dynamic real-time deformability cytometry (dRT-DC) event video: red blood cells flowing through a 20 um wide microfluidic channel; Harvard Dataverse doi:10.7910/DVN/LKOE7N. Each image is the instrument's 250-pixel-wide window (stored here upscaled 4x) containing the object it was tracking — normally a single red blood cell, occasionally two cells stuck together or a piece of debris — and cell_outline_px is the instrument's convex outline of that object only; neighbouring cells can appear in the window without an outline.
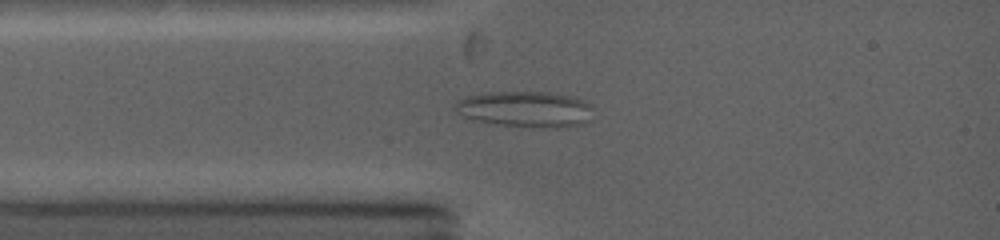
{"species": "common noctule bat (a hibernating species)", "species_latin": "Nyctalus noctula", "temperature_condition": "warm", "stored_images_in_passage": 39, "camera_frame_rate_fps": 5000, "um_per_image_px": 0.085, "animal": {"sex": "female", "body_mass_g": 19.0, "forearm_length_mm": 53.3}, "frame": {"image": 1, "passage_image": 6, "time_ms": 2.2, "image_size_px": [1000, 240], "cell_outline_px": [[592, 120], [584, 124], [568, 128], [544, 128], [496, 124], [476, 120], [460, 116], [452, 108], [460, 100], [472, 96], [500, 92], [544, 92], [564, 96], [580, 100], [588, 104]], "centroid_in_image_um": [44.66, 9.33], "position_along_channel_um": 40.3, "area_um2": 28.44}}
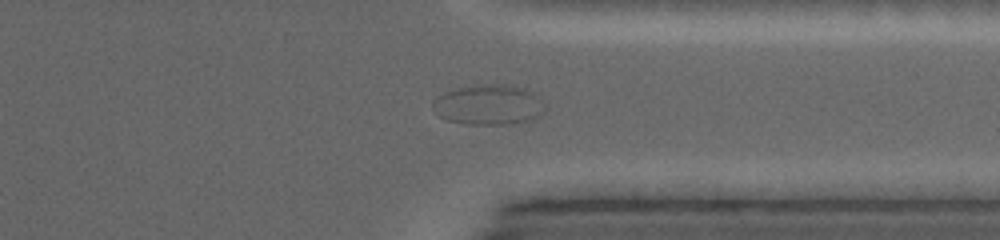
{"frame": {"image": 2, "passage_image": 25, "time_ms": 11.2, "image_size_px": [1000, 240], "cell_outline_px": [[548, 108], [540, 116], [532, 120], [512, 124], [468, 124], [448, 120], [440, 116], [432, 104], [432, 100], [436, 96], [444, 92], [460, 88], [484, 84], [512, 84], [536, 92], [544, 100]], "centroid_in_image_um": [41.65, 8.89], "position_along_channel_um": 369.8, "area_um2": 26.76}}
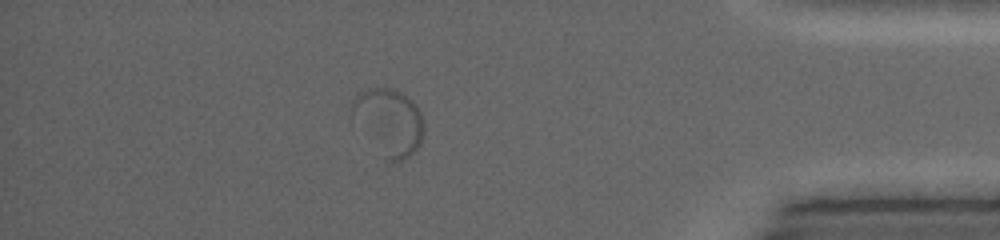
{"frame": {"image": 3, "passage_image": 30, "time_ms": 13.2, "image_size_px": [1000, 240], "cell_outline_px": [[424, 136], [420, 144], [404, 160], [388, 160], [384, 156], [352, 116], [352, 100], [356, 92], [368, 88], [392, 88], [408, 96], [412, 100], [420, 112], [424, 124]], "centroid_in_image_um": [33.08, 10.29], "position_along_channel_um": 402.1, "area_um2": 27.28}}